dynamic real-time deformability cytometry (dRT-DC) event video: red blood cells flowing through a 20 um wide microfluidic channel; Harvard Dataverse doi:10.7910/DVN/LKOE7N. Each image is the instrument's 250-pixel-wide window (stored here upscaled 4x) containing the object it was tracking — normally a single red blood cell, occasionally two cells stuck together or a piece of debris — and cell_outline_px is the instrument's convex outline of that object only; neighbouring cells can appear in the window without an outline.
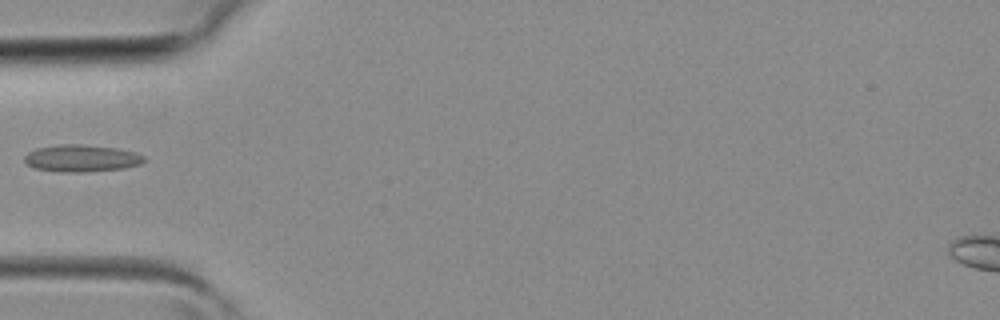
{"species": "common noctule bat (a hibernating species)", "species_latin": "Nyctalus noctula", "temperature_condition": "room temperature", "stored_images_in_passage": 1, "camera_frame_rate_fps": 3000, "um_per_image_px": 0.085, "animal": {"sex": "female", "body_mass_g": 19.3, "forearm_length_mm": 54.1}, "frame": {"image": 1, "passage_image": 1, "time_ms": 0.0, "image_size_px": [1000, 320], "cell_outline_px": [[144, 160], [140, 164], [124, 168], [80, 172], [56, 172], [32, 168], [24, 160], [24, 156], [28, 152], [36, 148], [60, 144], [80, 144], [116, 148], [136, 152], [144, 156]], "centroid_in_image_um": [6.88, 13.45], "position_along_channel_um": 78.1, "area_um2": 18.9}}